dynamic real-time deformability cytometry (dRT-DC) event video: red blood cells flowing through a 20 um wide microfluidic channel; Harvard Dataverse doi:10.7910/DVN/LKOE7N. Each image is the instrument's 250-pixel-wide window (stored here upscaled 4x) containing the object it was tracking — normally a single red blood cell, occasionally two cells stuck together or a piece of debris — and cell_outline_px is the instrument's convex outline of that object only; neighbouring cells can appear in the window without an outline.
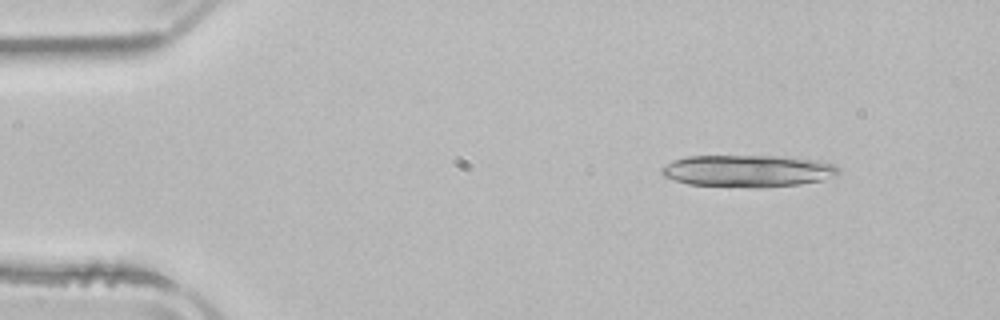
{"species": "common noctule bat (a hibernating species)", "species_latin": "Nyctalus noctula", "temperature_condition": "room temperature", "stored_images_in_passage": 14, "camera_frame_rate_fps": 3000, "um_per_image_px": 0.085, "animal": {"sex": "male", "body_mass_g": 21.5, "forearm_length_mm": 52.0}, "frame": {"image": 1, "passage_image": 1, "time_ms": 0.0, "image_size_px": [1000, 320], "cell_outline_px": [[840, 172], [836, 176], [820, 180], [800, 184], [756, 188], [688, 184], [664, 176], [660, 172], [660, 168], [664, 164], [672, 160], [688, 156], [772, 156], [820, 160], [832, 164], [840, 168]], "centroid_in_image_um": [63.55, 14.53], "position_along_channel_um": 21.5, "area_um2": 33.12}}